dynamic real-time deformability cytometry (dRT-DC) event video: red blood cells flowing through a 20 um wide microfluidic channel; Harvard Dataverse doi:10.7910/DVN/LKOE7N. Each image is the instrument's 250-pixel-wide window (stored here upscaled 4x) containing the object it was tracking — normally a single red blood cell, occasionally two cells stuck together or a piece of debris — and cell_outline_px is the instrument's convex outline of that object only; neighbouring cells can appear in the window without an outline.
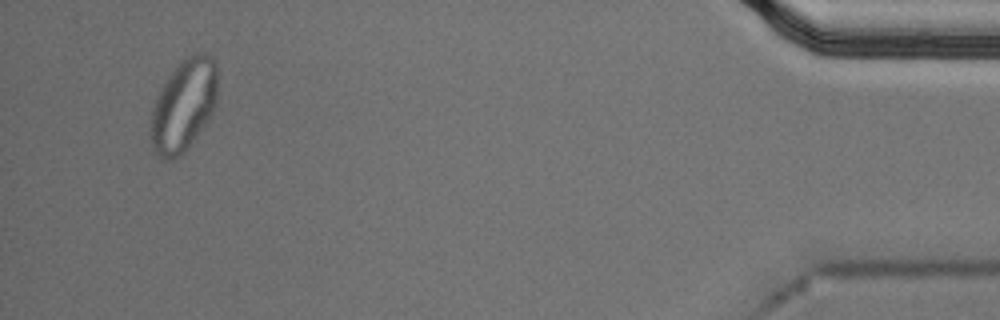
{"species": "Egyptian fruit bat (a non-hibernating species)", "species_latin": "Rousettus aegyptiacus", "temperature_condition": "cold", "stored_images_in_passage": 49, "segment_of_instrument_passage": [2, 2], "camera_frame_rate_fps": 3000, "um_per_image_px": 0.085, "animal": {"sex": "male"}, "frame": {"image": 1, "passage_image": 47, "time_ms": 15.333, "image_size_px": [1000, 320], "cell_outline_px": [[220, 68], [216, 104], [208, 120], [188, 148], [176, 160], [164, 160], [156, 156], [152, 148], [148, 132], [152, 108], [156, 96], [160, 88], [180, 60], [196, 52], [204, 52], [212, 56], [216, 60]], "centroid_in_image_um": [15.62, 8.94], "position_along_channel_um": 419.6, "area_um2": 37.22}}